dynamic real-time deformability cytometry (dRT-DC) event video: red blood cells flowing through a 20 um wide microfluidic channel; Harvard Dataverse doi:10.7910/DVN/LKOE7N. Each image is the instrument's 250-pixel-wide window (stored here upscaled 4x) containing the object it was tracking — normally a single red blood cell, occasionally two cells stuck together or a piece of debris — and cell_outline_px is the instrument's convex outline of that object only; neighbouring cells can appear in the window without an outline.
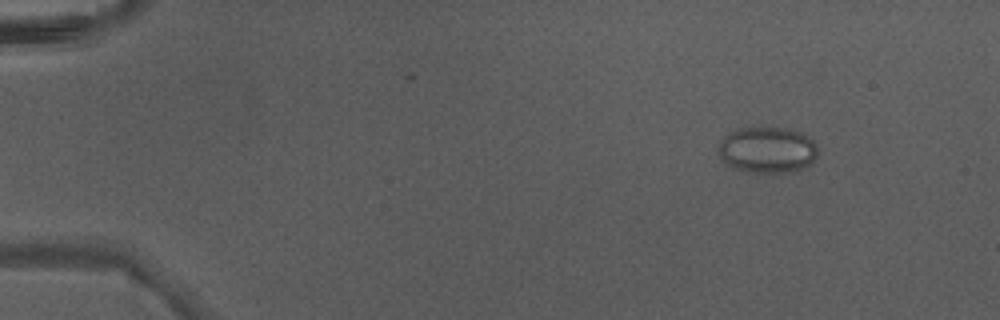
{"species": "Egyptian fruit bat (a non-hibernating species)", "species_latin": "Rousettus aegyptiacus", "temperature_condition": "warm", "stored_images_in_passage": 4, "camera_frame_rate_fps": 3000, "um_per_image_px": 0.085, "animal": {"sex": "male"}, "frame": {"image": 1, "passage_image": 1, "time_ms": 0.0, "image_size_px": [1000, 320], "cell_outline_px": [[816, 156], [804, 168], [788, 172], [752, 172], [736, 168], [728, 164], [720, 156], [720, 140], [728, 132], [740, 128], [788, 128], [800, 132], [808, 136], [816, 144]], "centroid_in_image_um": [65.23, 12.72], "position_along_channel_um": 19.8, "area_um2": 26.3}}
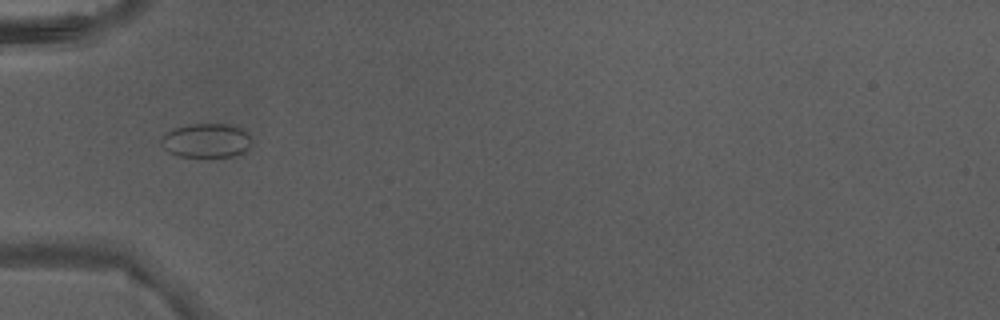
{"frame": {"image": 2, "passage_image": 3, "time_ms": 0.667, "image_size_px": [1000, 320], "cell_outline_px": [[252, 144], [244, 152], [232, 156], [180, 156], [168, 152], [160, 144], [160, 140], [168, 132], [176, 128], [192, 124], [228, 124], [244, 128], [248, 132]], "centroid_in_image_um": [17.58, 11.94], "position_along_channel_um": 67.4, "area_um2": 17.92}}
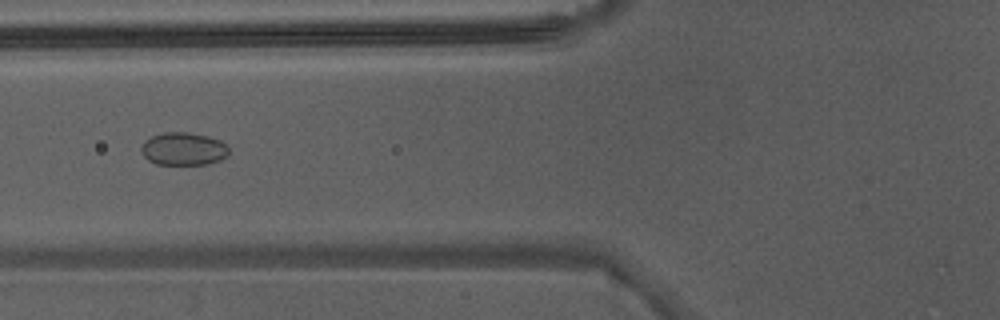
{"frame": {"image": 3, "passage_image": 4, "time_ms": 1.0, "image_size_px": [1000, 320], "cell_outline_px": [[228, 156], [220, 160], [208, 164], [156, 164], [148, 160], [140, 152], [140, 148], [152, 136], [164, 132], [188, 132], [208, 136], [220, 140], [228, 144]], "centroid_in_image_um": [15.63, 12.65], "position_along_channel_um": 110.2, "area_um2": 16.82}}